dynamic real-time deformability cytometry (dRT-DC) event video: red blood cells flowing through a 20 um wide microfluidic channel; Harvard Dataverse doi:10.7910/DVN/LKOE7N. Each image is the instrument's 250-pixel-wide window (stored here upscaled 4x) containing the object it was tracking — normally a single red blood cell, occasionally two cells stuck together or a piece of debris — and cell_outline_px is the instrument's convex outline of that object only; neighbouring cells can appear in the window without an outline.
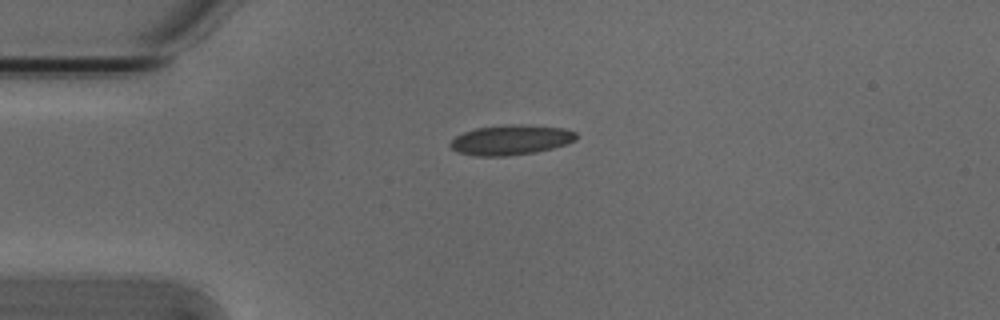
{"species": "Egyptian fruit bat (a non-hibernating species)", "species_latin": "Rousettus aegyptiacus", "temperature_condition": "cold", "stored_images_in_passage": 41, "camera_frame_rate_fps": 3000, "um_per_image_px": 0.085, "animal": {"sex": "male"}, "frame": {"image": 1, "passage_image": 1, "time_ms": 0.0, "image_size_px": [1000, 320], "cell_outline_px": [[576, 140], [568, 144], [536, 152], [508, 156], [476, 156], [460, 152], [452, 148], [448, 144], [456, 136], [464, 132], [476, 128], [512, 124], [520, 124], [564, 128], [576, 132]], "centroid_in_image_um": [43.45, 11.89], "position_along_channel_um": 41.6, "area_um2": 21.96}}
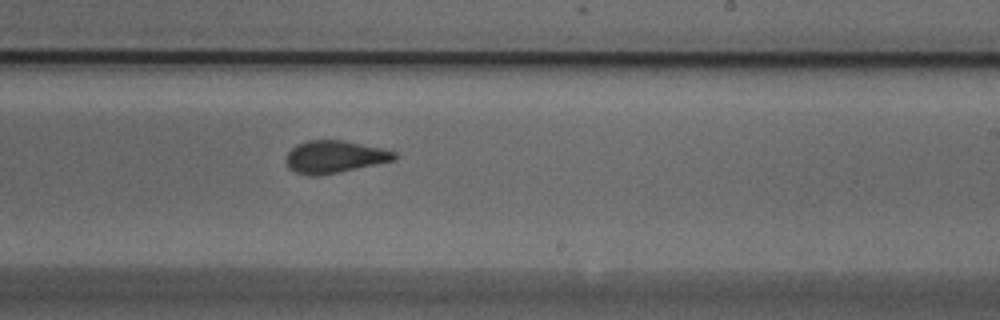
{"frame": {"image": 2, "passage_image": 20, "time_ms": 6.333, "image_size_px": [1000, 320], "cell_outline_px": [[396, 160], [316, 176], [308, 176], [296, 172], [288, 168], [284, 160], [288, 152], [296, 144], [308, 140], [340, 140], [380, 148], [396, 152]], "centroid_in_image_um": [28.37, 13.33], "position_along_channel_um": 260.6, "area_um2": 20.23}}
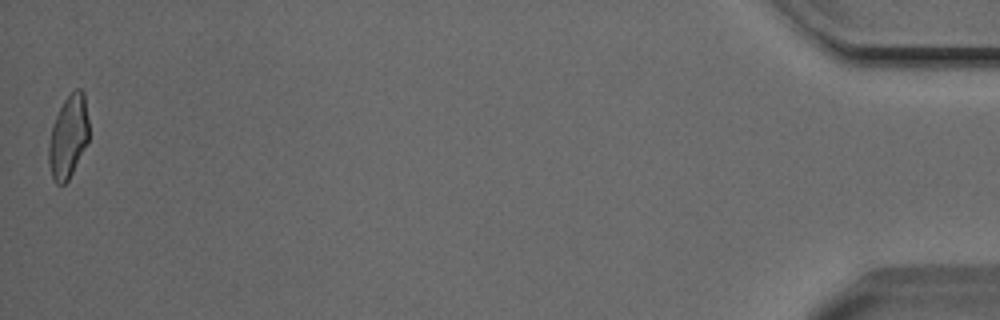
{"frame": {"image": 3, "passage_image": 41, "time_ms": 13.333, "image_size_px": [1000, 320], "cell_outline_px": [[88, 140], [68, 180], [64, 184], [56, 184], [52, 180], [48, 164], [48, 144], [52, 124], [64, 100], [76, 88], [80, 88], [84, 92], [88, 120]], "centroid_in_image_um": [5.78, 11.63], "position_along_channel_um": 429.4, "area_um2": 19.31}, "authors_computed_cell_mechanics": {"area_um2": 20.6346, "velocity_mm_per_s": 3.8369, "shape_relaxation_time_tau1_ms": 4.7827, "shape_relaxation_time_tau2_ms": 1.1221, "deformation_change_tau1": 0.1288, "deformation_change_tau2": 0.0447}}